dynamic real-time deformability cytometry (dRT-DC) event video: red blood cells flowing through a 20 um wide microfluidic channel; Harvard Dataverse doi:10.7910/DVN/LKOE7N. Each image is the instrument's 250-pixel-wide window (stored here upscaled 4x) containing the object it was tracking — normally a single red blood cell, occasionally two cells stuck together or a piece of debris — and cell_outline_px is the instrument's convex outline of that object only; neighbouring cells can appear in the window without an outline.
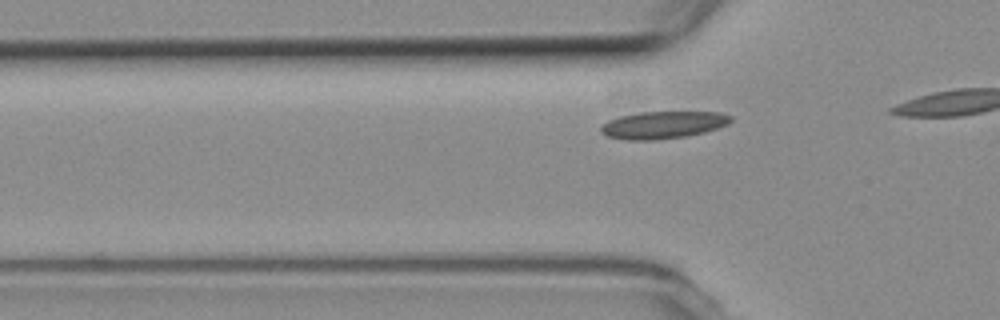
{"species": "common noctule bat (a hibernating species)", "species_latin": "Nyctalus noctula", "temperature_condition": "room temperature", "stored_images_in_passage": 13, "camera_frame_rate_fps": 3000, "um_per_image_px": 0.085, "animal": {"sex": "female", "body_mass_g": 19.3, "forearm_length_mm": 54.1}, "frame": {"image": 1, "passage_image": 10, "time_ms": 3.0, "image_size_px": [1000, 320], "cell_outline_px": [[732, 120], [728, 124], [704, 132], [688, 136], [652, 140], [624, 140], [604, 136], [600, 132], [600, 124], [608, 120], [620, 116], [640, 112], [720, 112], [732, 116]], "centroid_in_image_um": [56.3, 10.62], "position_along_channel_um": 69.5, "area_um2": 20.87}}